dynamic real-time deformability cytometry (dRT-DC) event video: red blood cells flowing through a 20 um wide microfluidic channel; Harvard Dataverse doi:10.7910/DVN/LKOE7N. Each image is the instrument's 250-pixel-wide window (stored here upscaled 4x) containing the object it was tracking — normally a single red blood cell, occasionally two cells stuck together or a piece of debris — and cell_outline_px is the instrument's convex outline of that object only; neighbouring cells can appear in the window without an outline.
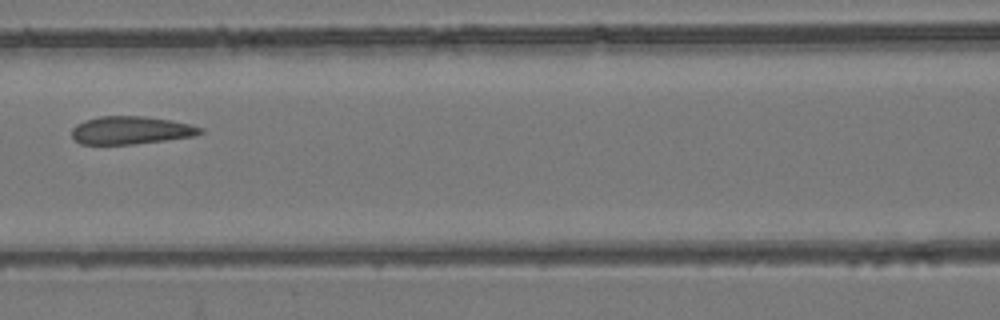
{"species": "common noctule bat (a hibernating species)", "species_latin": "Nyctalus noctula", "temperature_condition": "room temperature", "stored_images_in_passage": 5, "camera_frame_rate_fps": 3000, "um_per_image_px": 0.085, "animal": {"sex": "female", "body_mass_g": 24.6, "forearm_length_mm": 56.2}, "frame": {"image": 1, "passage_image": 5, "time_ms": 1.333, "image_size_px": [1000, 320], "cell_outline_px": [[204, 132], [196, 136], [132, 144], [80, 144], [72, 136], [72, 128], [76, 124], [84, 120], [100, 116], [144, 116], [172, 120], [204, 128]], "centroid_in_image_um": [11.13, 11.06], "position_along_channel_um": 155.5, "area_um2": 20.92}}